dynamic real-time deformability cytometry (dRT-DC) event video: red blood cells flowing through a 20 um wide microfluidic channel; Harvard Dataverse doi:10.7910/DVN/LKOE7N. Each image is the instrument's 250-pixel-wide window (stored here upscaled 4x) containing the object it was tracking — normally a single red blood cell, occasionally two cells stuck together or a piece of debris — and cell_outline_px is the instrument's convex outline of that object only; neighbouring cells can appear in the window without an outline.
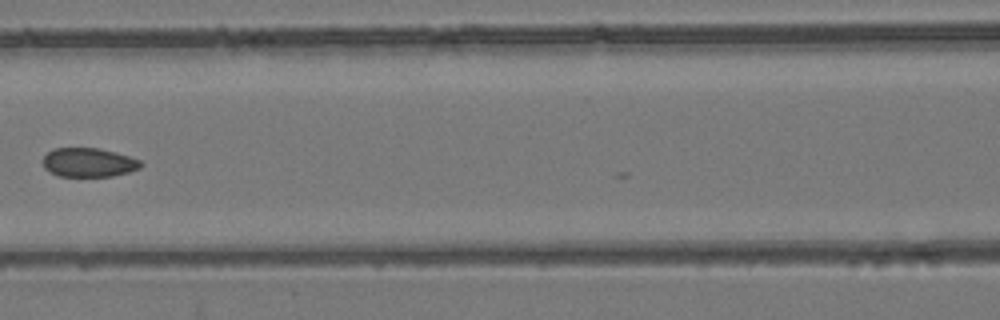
{"species": "common noctule bat (a hibernating species)", "species_latin": "Nyctalus noctula", "temperature_condition": "room temperature", "stored_images_in_passage": 8, "camera_frame_rate_fps": 3000, "um_per_image_px": 0.085, "animal": {"sex": "female", "body_mass_g": 24.6, "forearm_length_mm": 56.2}, "frame": {"image": 1, "passage_image": 8, "time_ms": 2.333, "image_size_px": [1000, 320], "cell_outline_px": [[144, 164], [140, 168], [128, 172], [112, 176], [60, 176], [48, 172], [44, 168], [44, 156], [48, 152], [56, 148], [96, 148], [116, 152], [140, 160]], "centroid_in_image_um": [7.54, 13.81], "position_along_channel_um": 159.1, "area_um2": 16.47}}